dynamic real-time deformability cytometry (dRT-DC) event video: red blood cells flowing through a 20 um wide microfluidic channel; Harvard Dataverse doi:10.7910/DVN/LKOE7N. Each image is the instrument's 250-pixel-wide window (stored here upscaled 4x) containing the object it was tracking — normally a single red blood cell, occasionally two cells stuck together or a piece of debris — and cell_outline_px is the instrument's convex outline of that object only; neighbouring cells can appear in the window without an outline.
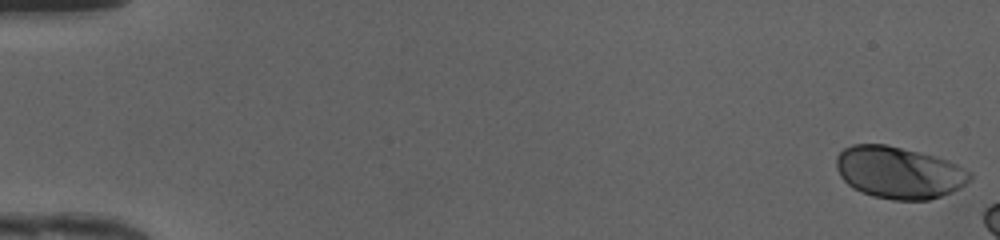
{"species": "human", "species_latin": "Homo sapiens", "temperature_condition": "cold", "stored_images_in_passage": 10, "camera_frame_rate_fps": 3000, "um_per_image_px": 0.085, "donor": {"sex": "female"}, "frame": {"image": 1, "passage_image": 1, "time_ms": 0.0, "image_size_px": [1000, 240], "cell_outline_px": [[972, 180], [960, 188], [952, 192], [928, 200], [892, 200], [872, 196], [852, 188], [840, 176], [836, 168], [836, 156], [844, 148], [852, 144], [884, 144], [920, 152], [936, 156], [948, 160], [972, 172]], "centroid_in_image_um": [76.42, 14.67], "position_along_channel_um": 8.6, "area_um2": 40.75}}